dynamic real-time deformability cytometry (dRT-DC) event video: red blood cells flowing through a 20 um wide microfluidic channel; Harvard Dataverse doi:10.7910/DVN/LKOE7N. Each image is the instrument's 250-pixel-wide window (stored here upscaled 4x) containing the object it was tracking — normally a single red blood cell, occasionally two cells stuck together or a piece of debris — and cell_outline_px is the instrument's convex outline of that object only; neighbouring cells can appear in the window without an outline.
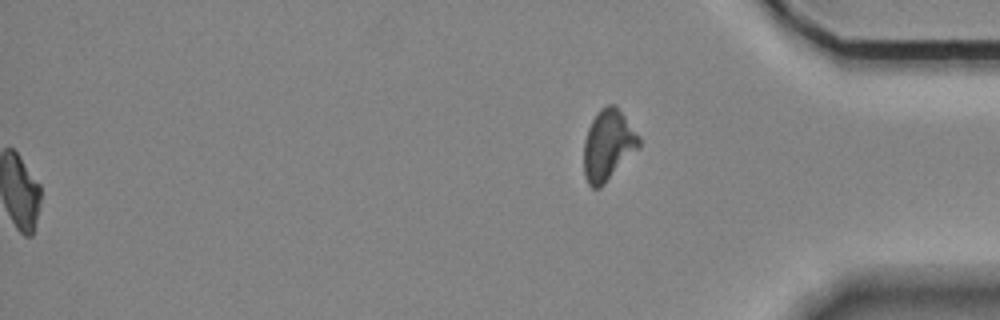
{"species": "Egyptian fruit bat (a non-hibernating species)", "species_latin": "Rousettus aegyptiacus", "temperature_condition": "room temperature", "stored_images_in_passage": 53, "segment_of_instrument_passage": [2, 2], "camera_frame_rate_fps": 3000, "um_per_image_px": 0.085, "animal": {"sex": "female"}, "frame": {"image": 1, "passage_image": 53, "time_ms": 17.333, "image_size_px": [1000, 320], "cell_outline_px": [[640, 148], [600, 188], [592, 188], [588, 184], [584, 176], [584, 140], [588, 128], [596, 112], [600, 108], [608, 104], [616, 104], [640, 136]], "centroid_in_image_um": [51.7, 12.32], "position_along_channel_um": 383.5, "area_um2": 23.06}}